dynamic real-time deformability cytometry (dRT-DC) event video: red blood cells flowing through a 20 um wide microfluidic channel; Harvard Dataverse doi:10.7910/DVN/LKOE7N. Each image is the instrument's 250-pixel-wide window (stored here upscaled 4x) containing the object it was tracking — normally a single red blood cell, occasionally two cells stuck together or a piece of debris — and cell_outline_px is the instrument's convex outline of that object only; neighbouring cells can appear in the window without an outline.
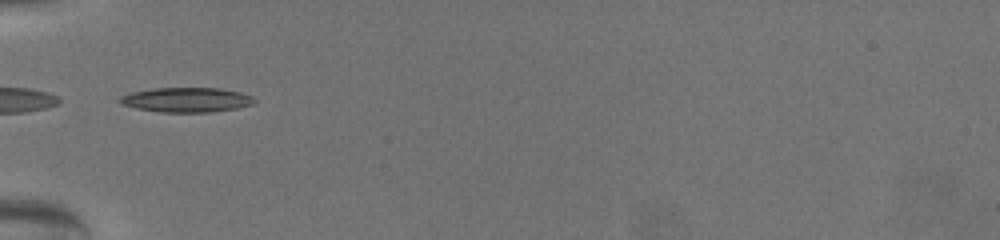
{"species": "common noctule bat (a hibernating species)", "species_latin": "Nyctalus noctula", "temperature_condition": "warm", "stored_images_in_passage": 6, "camera_frame_rate_fps": 3000, "um_per_image_px": 0.085, "animal": {"sex": "female", "body_mass_g": 19.5, "forearm_length_mm": 54.1}, "frame": {"image": 1, "passage_image": 1, "time_ms": 0.0, "image_size_px": [1000, 240], "cell_outline_px": [[256, 100], [252, 104], [236, 108], [212, 112], [160, 112], [136, 108], [120, 104], [120, 96], [132, 92], [152, 88], [220, 88], [240, 92], [252, 96]], "centroid_in_image_um": [15.84, 8.48], "position_along_channel_um": 69.2, "area_um2": 19.31}}